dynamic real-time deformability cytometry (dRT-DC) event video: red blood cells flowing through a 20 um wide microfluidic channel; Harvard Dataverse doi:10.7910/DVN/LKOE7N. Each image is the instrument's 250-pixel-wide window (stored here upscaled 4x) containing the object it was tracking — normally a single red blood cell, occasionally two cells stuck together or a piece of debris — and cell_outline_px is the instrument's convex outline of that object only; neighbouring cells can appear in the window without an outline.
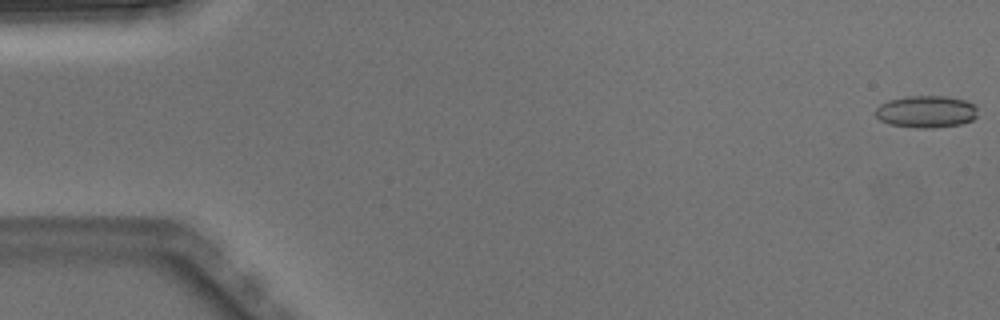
{"species": "Egyptian fruit bat (a non-hibernating species)", "species_latin": "Rousettus aegyptiacus", "temperature_condition": "warm", "stored_images_in_passage": 8, "camera_frame_rate_fps": 3000, "um_per_image_px": 0.085, "animal": {"sex": "male"}, "frame": {"image": 1, "passage_image": 1, "time_ms": 0.0, "image_size_px": [1000, 320], "cell_outline_px": [[976, 116], [972, 120], [960, 124], [932, 128], [916, 128], [888, 124], [880, 120], [876, 116], [876, 108], [880, 104], [888, 100], [908, 96], [948, 96], [964, 100], [976, 104]], "centroid_in_image_um": [78.72, 9.49], "position_along_channel_um": 6.3, "area_um2": 19.19}}
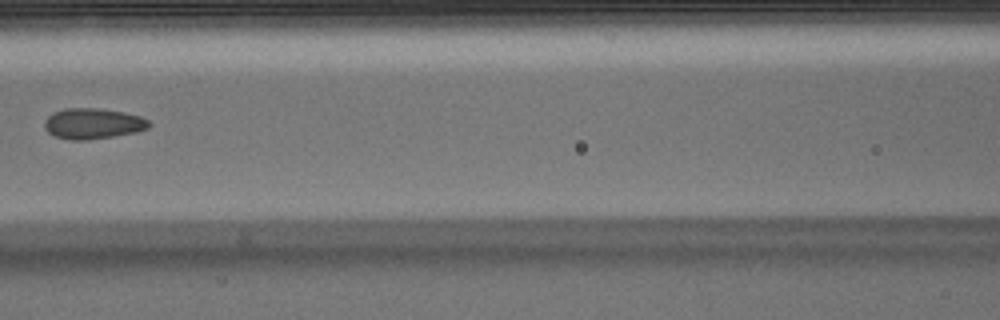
{"frame": {"image": 2, "passage_image": 7, "time_ms": 2.0, "image_size_px": [1000, 320], "cell_outline_px": [[152, 124], [148, 128], [136, 132], [112, 136], [84, 140], [72, 140], [56, 136], [48, 132], [44, 128], [44, 120], [52, 112], [64, 108], [96, 108], [124, 112], [140, 116], [148, 120]], "centroid_in_image_um": [7.88, 10.49], "position_along_channel_um": 158.7, "area_um2": 18.67}}
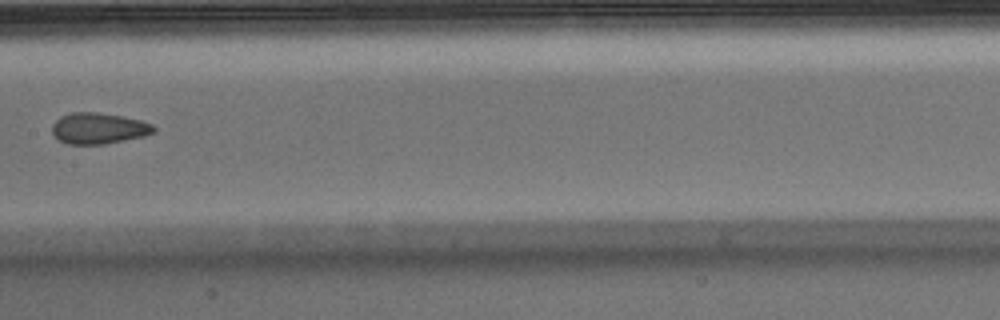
{"frame": {"image": 3, "passage_image": 8, "time_ms": 2.333, "image_size_px": [1000, 320], "cell_outline_px": [[156, 132], [144, 136], [104, 144], [68, 144], [60, 140], [52, 132], [52, 124], [60, 116], [72, 112], [100, 112], [124, 116], [140, 120], [152, 124], [156, 128]], "centroid_in_image_um": [8.4, 10.89], "position_along_channel_um": 199.0, "area_um2": 18.5}}